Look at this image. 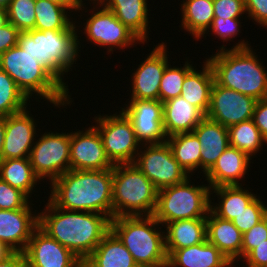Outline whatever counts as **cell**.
I'll return each mask as SVG.
<instances>
[{"label": "cell", "instance_id": "74e56055", "mask_svg": "<svg viewBox=\"0 0 267 267\" xmlns=\"http://www.w3.org/2000/svg\"><path fill=\"white\" fill-rule=\"evenodd\" d=\"M267 215V205L260 200V197H256L244 210L239 213L232 223L244 234L255 226L260 220Z\"/></svg>", "mask_w": 267, "mask_h": 267}, {"label": "cell", "instance_id": "e0dca14e", "mask_svg": "<svg viewBox=\"0 0 267 267\" xmlns=\"http://www.w3.org/2000/svg\"><path fill=\"white\" fill-rule=\"evenodd\" d=\"M28 267H79L82 261L39 226L23 252Z\"/></svg>", "mask_w": 267, "mask_h": 267}, {"label": "cell", "instance_id": "83f0119b", "mask_svg": "<svg viewBox=\"0 0 267 267\" xmlns=\"http://www.w3.org/2000/svg\"><path fill=\"white\" fill-rule=\"evenodd\" d=\"M82 263L86 267H139L131 253L111 230Z\"/></svg>", "mask_w": 267, "mask_h": 267}, {"label": "cell", "instance_id": "c3c4849f", "mask_svg": "<svg viewBox=\"0 0 267 267\" xmlns=\"http://www.w3.org/2000/svg\"><path fill=\"white\" fill-rule=\"evenodd\" d=\"M51 1L52 3H55L57 5H60L62 7H65L67 11H70L72 13L74 10L76 11H82L86 7L85 3L79 4L76 0H48ZM83 8V9H82ZM73 10V11H72Z\"/></svg>", "mask_w": 267, "mask_h": 267}, {"label": "cell", "instance_id": "44dd1931", "mask_svg": "<svg viewBox=\"0 0 267 267\" xmlns=\"http://www.w3.org/2000/svg\"><path fill=\"white\" fill-rule=\"evenodd\" d=\"M193 133L202 147L201 170L205 175L230 146L228 128L205 116L194 128Z\"/></svg>", "mask_w": 267, "mask_h": 267}, {"label": "cell", "instance_id": "2e32d148", "mask_svg": "<svg viewBox=\"0 0 267 267\" xmlns=\"http://www.w3.org/2000/svg\"><path fill=\"white\" fill-rule=\"evenodd\" d=\"M70 149L71 170H105L114 167L93 125L83 131L71 132Z\"/></svg>", "mask_w": 267, "mask_h": 267}, {"label": "cell", "instance_id": "4316f807", "mask_svg": "<svg viewBox=\"0 0 267 267\" xmlns=\"http://www.w3.org/2000/svg\"><path fill=\"white\" fill-rule=\"evenodd\" d=\"M202 70L193 67L184 78L181 90L183 97L206 115L210 106L211 89L215 82L214 73L207 58Z\"/></svg>", "mask_w": 267, "mask_h": 267}, {"label": "cell", "instance_id": "d6a6232c", "mask_svg": "<svg viewBox=\"0 0 267 267\" xmlns=\"http://www.w3.org/2000/svg\"><path fill=\"white\" fill-rule=\"evenodd\" d=\"M230 146L246 153L251 159L267 141L256 127L253 119L242 121L228 128Z\"/></svg>", "mask_w": 267, "mask_h": 267}, {"label": "cell", "instance_id": "7bdbcfd3", "mask_svg": "<svg viewBox=\"0 0 267 267\" xmlns=\"http://www.w3.org/2000/svg\"><path fill=\"white\" fill-rule=\"evenodd\" d=\"M245 9L248 19L267 28V0H245Z\"/></svg>", "mask_w": 267, "mask_h": 267}, {"label": "cell", "instance_id": "1f68e13d", "mask_svg": "<svg viewBox=\"0 0 267 267\" xmlns=\"http://www.w3.org/2000/svg\"><path fill=\"white\" fill-rule=\"evenodd\" d=\"M0 178L29 198L35 192L37 182H41L35 175L29 158L0 160Z\"/></svg>", "mask_w": 267, "mask_h": 267}, {"label": "cell", "instance_id": "f546056e", "mask_svg": "<svg viewBox=\"0 0 267 267\" xmlns=\"http://www.w3.org/2000/svg\"><path fill=\"white\" fill-rule=\"evenodd\" d=\"M180 10L182 29L195 40L202 39L213 22V0H183Z\"/></svg>", "mask_w": 267, "mask_h": 267}, {"label": "cell", "instance_id": "484cf974", "mask_svg": "<svg viewBox=\"0 0 267 267\" xmlns=\"http://www.w3.org/2000/svg\"><path fill=\"white\" fill-rule=\"evenodd\" d=\"M165 246L169 256L174 250L207 240L206 218L176 220L163 225Z\"/></svg>", "mask_w": 267, "mask_h": 267}, {"label": "cell", "instance_id": "bcb514c9", "mask_svg": "<svg viewBox=\"0 0 267 267\" xmlns=\"http://www.w3.org/2000/svg\"><path fill=\"white\" fill-rule=\"evenodd\" d=\"M252 119L267 141V98L257 100Z\"/></svg>", "mask_w": 267, "mask_h": 267}, {"label": "cell", "instance_id": "ac0fdd59", "mask_svg": "<svg viewBox=\"0 0 267 267\" xmlns=\"http://www.w3.org/2000/svg\"><path fill=\"white\" fill-rule=\"evenodd\" d=\"M27 109L5 117L2 160L29 158L30 156L35 138L38 137L36 135L38 131L36 119L34 120L33 115Z\"/></svg>", "mask_w": 267, "mask_h": 267}, {"label": "cell", "instance_id": "f907efd6", "mask_svg": "<svg viewBox=\"0 0 267 267\" xmlns=\"http://www.w3.org/2000/svg\"><path fill=\"white\" fill-rule=\"evenodd\" d=\"M12 251L0 242V261L4 260Z\"/></svg>", "mask_w": 267, "mask_h": 267}, {"label": "cell", "instance_id": "d4e9b609", "mask_svg": "<svg viewBox=\"0 0 267 267\" xmlns=\"http://www.w3.org/2000/svg\"><path fill=\"white\" fill-rule=\"evenodd\" d=\"M147 2V0H103L100 4L112 11L115 17L143 42H147L150 29Z\"/></svg>", "mask_w": 267, "mask_h": 267}, {"label": "cell", "instance_id": "8d00e7d4", "mask_svg": "<svg viewBox=\"0 0 267 267\" xmlns=\"http://www.w3.org/2000/svg\"><path fill=\"white\" fill-rule=\"evenodd\" d=\"M36 0H12L7 8L8 22L20 32L35 29Z\"/></svg>", "mask_w": 267, "mask_h": 267}, {"label": "cell", "instance_id": "cb8c5ba5", "mask_svg": "<svg viewBox=\"0 0 267 267\" xmlns=\"http://www.w3.org/2000/svg\"><path fill=\"white\" fill-rule=\"evenodd\" d=\"M204 117L197 107L181 96L163 103V129L167 138L193 132Z\"/></svg>", "mask_w": 267, "mask_h": 267}, {"label": "cell", "instance_id": "7dc6e473", "mask_svg": "<svg viewBox=\"0 0 267 267\" xmlns=\"http://www.w3.org/2000/svg\"><path fill=\"white\" fill-rule=\"evenodd\" d=\"M0 267H28V263L23 252H12L0 261Z\"/></svg>", "mask_w": 267, "mask_h": 267}, {"label": "cell", "instance_id": "e575fe53", "mask_svg": "<svg viewBox=\"0 0 267 267\" xmlns=\"http://www.w3.org/2000/svg\"><path fill=\"white\" fill-rule=\"evenodd\" d=\"M28 100L15 81L0 68V116L7 117L25 110Z\"/></svg>", "mask_w": 267, "mask_h": 267}, {"label": "cell", "instance_id": "9c48e42d", "mask_svg": "<svg viewBox=\"0 0 267 267\" xmlns=\"http://www.w3.org/2000/svg\"><path fill=\"white\" fill-rule=\"evenodd\" d=\"M94 127L98 130L105 153L113 165L132 164L141 143L135 136L131 120L120 110L113 115L94 116Z\"/></svg>", "mask_w": 267, "mask_h": 267}, {"label": "cell", "instance_id": "30bf717a", "mask_svg": "<svg viewBox=\"0 0 267 267\" xmlns=\"http://www.w3.org/2000/svg\"><path fill=\"white\" fill-rule=\"evenodd\" d=\"M51 132V133H50ZM45 132L31 149L29 160L35 175L49 179L50 184L70 170L71 132Z\"/></svg>", "mask_w": 267, "mask_h": 267}, {"label": "cell", "instance_id": "11a10c76", "mask_svg": "<svg viewBox=\"0 0 267 267\" xmlns=\"http://www.w3.org/2000/svg\"><path fill=\"white\" fill-rule=\"evenodd\" d=\"M79 267H86L83 263Z\"/></svg>", "mask_w": 267, "mask_h": 267}, {"label": "cell", "instance_id": "ffe728a7", "mask_svg": "<svg viewBox=\"0 0 267 267\" xmlns=\"http://www.w3.org/2000/svg\"><path fill=\"white\" fill-rule=\"evenodd\" d=\"M251 158L237 148L229 146L217 159L212 168L203 175L211 188L242 185Z\"/></svg>", "mask_w": 267, "mask_h": 267}, {"label": "cell", "instance_id": "ba28073f", "mask_svg": "<svg viewBox=\"0 0 267 267\" xmlns=\"http://www.w3.org/2000/svg\"><path fill=\"white\" fill-rule=\"evenodd\" d=\"M190 178L158 190L153 216L162 226L176 220L207 217L211 205V187L208 184L195 186Z\"/></svg>", "mask_w": 267, "mask_h": 267}, {"label": "cell", "instance_id": "f5cc1de1", "mask_svg": "<svg viewBox=\"0 0 267 267\" xmlns=\"http://www.w3.org/2000/svg\"><path fill=\"white\" fill-rule=\"evenodd\" d=\"M12 0H0V8L7 9Z\"/></svg>", "mask_w": 267, "mask_h": 267}, {"label": "cell", "instance_id": "277c9868", "mask_svg": "<svg viewBox=\"0 0 267 267\" xmlns=\"http://www.w3.org/2000/svg\"><path fill=\"white\" fill-rule=\"evenodd\" d=\"M76 27V23L72 21L63 30L33 29L20 32L17 42L22 50L36 58L67 90L69 89L63 79L64 75L70 69L72 71L81 52V36L77 35Z\"/></svg>", "mask_w": 267, "mask_h": 267}, {"label": "cell", "instance_id": "4fadbf2b", "mask_svg": "<svg viewBox=\"0 0 267 267\" xmlns=\"http://www.w3.org/2000/svg\"><path fill=\"white\" fill-rule=\"evenodd\" d=\"M257 100L214 82L206 117L229 128L253 118Z\"/></svg>", "mask_w": 267, "mask_h": 267}, {"label": "cell", "instance_id": "52a82bcc", "mask_svg": "<svg viewBox=\"0 0 267 267\" xmlns=\"http://www.w3.org/2000/svg\"><path fill=\"white\" fill-rule=\"evenodd\" d=\"M158 189L132 164L113 167V218L151 216L157 206Z\"/></svg>", "mask_w": 267, "mask_h": 267}, {"label": "cell", "instance_id": "9a60e30c", "mask_svg": "<svg viewBox=\"0 0 267 267\" xmlns=\"http://www.w3.org/2000/svg\"><path fill=\"white\" fill-rule=\"evenodd\" d=\"M167 43H158L132 73L130 100H159V86L169 65Z\"/></svg>", "mask_w": 267, "mask_h": 267}, {"label": "cell", "instance_id": "6da1fadb", "mask_svg": "<svg viewBox=\"0 0 267 267\" xmlns=\"http://www.w3.org/2000/svg\"><path fill=\"white\" fill-rule=\"evenodd\" d=\"M38 214L39 227L82 262L110 231L111 219L107 215L60 209L49 199Z\"/></svg>", "mask_w": 267, "mask_h": 267}, {"label": "cell", "instance_id": "7a4b0ae2", "mask_svg": "<svg viewBox=\"0 0 267 267\" xmlns=\"http://www.w3.org/2000/svg\"><path fill=\"white\" fill-rule=\"evenodd\" d=\"M49 200L58 208L95 212L113 219V168L69 170L51 184Z\"/></svg>", "mask_w": 267, "mask_h": 267}, {"label": "cell", "instance_id": "d6986e66", "mask_svg": "<svg viewBox=\"0 0 267 267\" xmlns=\"http://www.w3.org/2000/svg\"><path fill=\"white\" fill-rule=\"evenodd\" d=\"M32 211V208L0 209V242L12 252H24L39 226V214Z\"/></svg>", "mask_w": 267, "mask_h": 267}, {"label": "cell", "instance_id": "60d3db41", "mask_svg": "<svg viewBox=\"0 0 267 267\" xmlns=\"http://www.w3.org/2000/svg\"><path fill=\"white\" fill-rule=\"evenodd\" d=\"M265 240H267V215L242 235L241 260Z\"/></svg>", "mask_w": 267, "mask_h": 267}, {"label": "cell", "instance_id": "8fae6325", "mask_svg": "<svg viewBox=\"0 0 267 267\" xmlns=\"http://www.w3.org/2000/svg\"><path fill=\"white\" fill-rule=\"evenodd\" d=\"M99 8H98V7ZM101 7V9H100ZM89 11L90 17L83 24L86 40L100 47H107V53L114 50L131 48L135 44L144 42L127 26L115 17V14L107 10L102 4H93ZM116 48V49H115ZM114 49V50H113Z\"/></svg>", "mask_w": 267, "mask_h": 267}, {"label": "cell", "instance_id": "7c38bea8", "mask_svg": "<svg viewBox=\"0 0 267 267\" xmlns=\"http://www.w3.org/2000/svg\"><path fill=\"white\" fill-rule=\"evenodd\" d=\"M144 147V148H142ZM144 149V151L142 149ZM133 165L160 190L184 182L189 175L174 158L167 142L142 144Z\"/></svg>", "mask_w": 267, "mask_h": 267}, {"label": "cell", "instance_id": "7402d4cb", "mask_svg": "<svg viewBox=\"0 0 267 267\" xmlns=\"http://www.w3.org/2000/svg\"><path fill=\"white\" fill-rule=\"evenodd\" d=\"M206 234L207 241L215 245L233 265L241 260L243 234L232 221L221 219L210 210L206 217Z\"/></svg>", "mask_w": 267, "mask_h": 267}, {"label": "cell", "instance_id": "681fc988", "mask_svg": "<svg viewBox=\"0 0 267 267\" xmlns=\"http://www.w3.org/2000/svg\"><path fill=\"white\" fill-rule=\"evenodd\" d=\"M4 135H5V117L0 116V160H2Z\"/></svg>", "mask_w": 267, "mask_h": 267}, {"label": "cell", "instance_id": "3957f363", "mask_svg": "<svg viewBox=\"0 0 267 267\" xmlns=\"http://www.w3.org/2000/svg\"><path fill=\"white\" fill-rule=\"evenodd\" d=\"M219 49L207 59L215 81L256 100L267 98V68L262 65L263 61H259L249 42L242 40L231 49L224 45Z\"/></svg>", "mask_w": 267, "mask_h": 267}, {"label": "cell", "instance_id": "b9f144b4", "mask_svg": "<svg viewBox=\"0 0 267 267\" xmlns=\"http://www.w3.org/2000/svg\"><path fill=\"white\" fill-rule=\"evenodd\" d=\"M214 17L241 18L242 14H247L245 0H213Z\"/></svg>", "mask_w": 267, "mask_h": 267}, {"label": "cell", "instance_id": "836d02e7", "mask_svg": "<svg viewBox=\"0 0 267 267\" xmlns=\"http://www.w3.org/2000/svg\"><path fill=\"white\" fill-rule=\"evenodd\" d=\"M65 7L52 3L48 0H36L35 3V29L44 30H63L73 20L69 18L70 12Z\"/></svg>", "mask_w": 267, "mask_h": 267}, {"label": "cell", "instance_id": "ab89813d", "mask_svg": "<svg viewBox=\"0 0 267 267\" xmlns=\"http://www.w3.org/2000/svg\"><path fill=\"white\" fill-rule=\"evenodd\" d=\"M242 27L240 18H220L214 17L211 27L205 34L213 32L215 37L222 39L223 42L233 41L235 36L239 35L240 28ZM211 30V31H210ZM232 39V40H231Z\"/></svg>", "mask_w": 267, "mask_h": 267}, {"label": "cell", "instance_id": "4dcf8cb0", "mask_svg": "<svg viewBox=\"0 0 267 267\" xmlns=\"http://www.w3.org/2000/svg\"><path fill=\"white\" fill-rule=\"evenodd\" d=\"M166 142L176 161L189 176H193L195 170H201L202 147L193 132L170 136Z\"/></svg>", "mask_w": 267, "mask_h": 267}, {"label": "cell", "instance_id": "d590c367", "mask_svg": "<svg viewBox=\"0 0 267 267\" xmlns=\"http://www.w3.org/2000/svg\"><path fill=\"white\" fill-rule=\"evenodd\" d=\"M188 60L183 67L169 64L163 73L159 86V101L164 103L181 95L182 84L187 73L194 67Z\"/></svg>", "mask_w": 267, "mask_h": 267}, {"label": "cell", "instance_id": "db71d44e", "mask_svg": "<svg viewBox=\"0 0 267 267\" xmlns=\"http://www.w3.org/2000/svg\"><path fill=\"white\" fill-rule=\"evenodd\" d=\"M80 5L81 4H83V2L84 1H82V0H76ZM88 1H91V3H92V1H93V3L92 4H99V3H101L103 0H88Z\"/></svg>", "mask_w": 267, "mask_h": 267}, {"label": "cell", "instance_id": "f1b7e54d", "mask_svg": "<svg viewBox=\"0 0 267 267\" xmlns=\"http://www.w3.org/2000/svg\"><path fill=\"white\" fill-rule=\"evenodd\" d=\"M212 192L220 201L217 204V202L213 203L211 199L210 210L219 218L229 221H232L257 197L243 185L219 186L211 188V195Z\"/></svg>", "mask_w": 267, "mask_h": 267}, {"label": "cell", "instance_id": "5bb4252c", "mask_svg": "<svg viewBox=\"0 0 267 267\" xmlns=\"http://www.w3.org/2000/svg\"><path fill=\"white\" fill-rule=\"evenodd\" d=\"M121 110L131 120L137 140L160 144L167 140L163 129V103L159 100H130Z\"/></svg>", "mask_w": 267, "mask_h": 267}, {"label": "cell", "instance_id": "8992f818", "mask_svg": "<svg viewBox=\"0 0 267 267\" xmlns=\"http://www.w3.org/2000/svg\"><path fill=\"white\" fill-rule=\"evenodd\" d=\"M160 225L153 215L120 216L111 219L110 230L124 244L139 267H167L165 234Z\"/></svg>", "mask_w": 267, "mask_h": 267}, {"label": "cell", "instance_id": "816d5d0a", "mask_svg": "<svg viewBox=\"0 0 267 267\" xmlns=\"http://www.w3.org/2000/svg\"><path fill=\"white\" fill-rule=\"evenodd\" d=\"M8 23L7 9L0 8V28Z\"/></svg>", "mask_w": 267, "mask_h": 267}, {"label": "cell", "instance_id": "603a6c76", "mask_svg": "<svg viewBox=\"0 0 267 267\" xmlns=\"http://www.w3.org/2000/svg\"><path fill=\"white\" fill-rule=\"evenodd\" d=\"M230 260L207 240L174 250L167 260V267H232Z\"/></svg>", "mask_w": 267, "mask_h": 267}, {"label": "cell", "instance_id": "f35d334b", "mask_svg": "<svg viewBox=\"0 0 267 267\" xmlns=\"http://www.w3.org/2000/svg\"><path fill=\"white\" fill-rule=\"evenodd\" d=\"M28 199L29 197L24 192L12 187L0 178V209L17 210L32 208L31 205L34 204Z\"/></svg>", "mask_w": 267, "mask_h": 267}, {"label": "cell", "instance_id": "5b68a950", "mask_svg": "<svg viewBox=\"0 0 267 267\" xmlns=\"http://www.w3.org/2000/svg\"><path fill=\"white\" fill-rule=\"evenodd\" d=\"M0 68L15 81L28 99L35 94V99H46L57 108L73 102L69 91L36 58L18 45L0 55Z\"/></svg>", "mask_w": 267, "mask_h": 267}, {"label": "cell", "instance_id": "ee69618b", "mask_svg": "<svg viewBox=\"0 0 267 267\" xmlns=\"http://www.w3.org/2000/svg\"><path fill=\"white\" fill-rule=\"evenodd\" d=\"M20 31L11 23L0 28V55L17 45Z\"/></svg>", "mask_w": 267, "mask_h": 267}, {"label": "cell", "instance_id": "f6af8a7d", "mask_svg": "<svg viewBox=\"0 0 267 267\" xmlns=\"http://www.w3.org/2000/svg\"><path fill=\"white\" fill-rule=\"evenodd\" d=\"M243 259L247 267H267V240L253 248Z\"/></svg>", "mask_w": 267, "mask_h": 267}]
</instances>
